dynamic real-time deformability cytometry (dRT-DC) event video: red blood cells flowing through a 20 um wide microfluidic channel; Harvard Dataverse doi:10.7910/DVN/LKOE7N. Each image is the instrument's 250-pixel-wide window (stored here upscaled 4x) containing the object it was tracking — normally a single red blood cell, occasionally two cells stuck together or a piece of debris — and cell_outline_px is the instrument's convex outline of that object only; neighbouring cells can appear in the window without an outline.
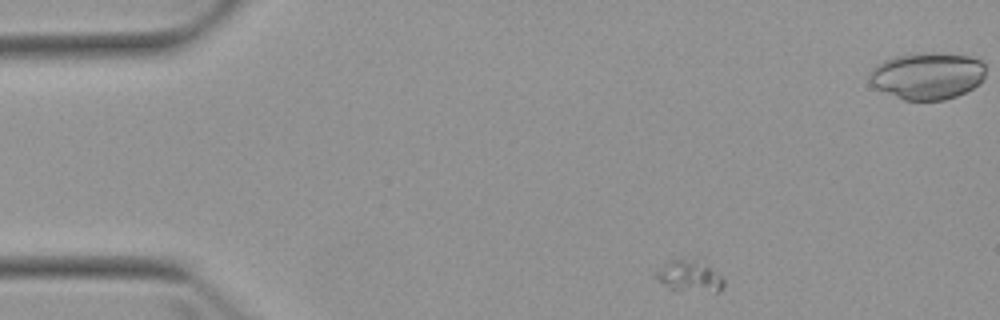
{"species": "Egyptian fruit bat (a non-hibernating species)", "species_latin": "Rousettus aegyptiacus", "temperature_condition": "warm", "stored_images_in_passage": 4, "camera_frame_rate_fps": 3000, "um_per_image_px": 0.085, "animal": {"sex": "female"}, "frame": {"image": 1, "passage_image": 1, "time_ms": 0.0, "image_size_px": [1000, 320], "cell_outline_px": [[724, 284], [720, 292], [676, 292], [668, 288], [656, 280], [652, 276], [664, 264], [672, 260], [692, 260], [708, 268], [720, 276], [724, 280]], "centroid_in_image_um": [58.53, 23.57], "position_along_channel_um": 26.5, "area_um2": 12.31}}